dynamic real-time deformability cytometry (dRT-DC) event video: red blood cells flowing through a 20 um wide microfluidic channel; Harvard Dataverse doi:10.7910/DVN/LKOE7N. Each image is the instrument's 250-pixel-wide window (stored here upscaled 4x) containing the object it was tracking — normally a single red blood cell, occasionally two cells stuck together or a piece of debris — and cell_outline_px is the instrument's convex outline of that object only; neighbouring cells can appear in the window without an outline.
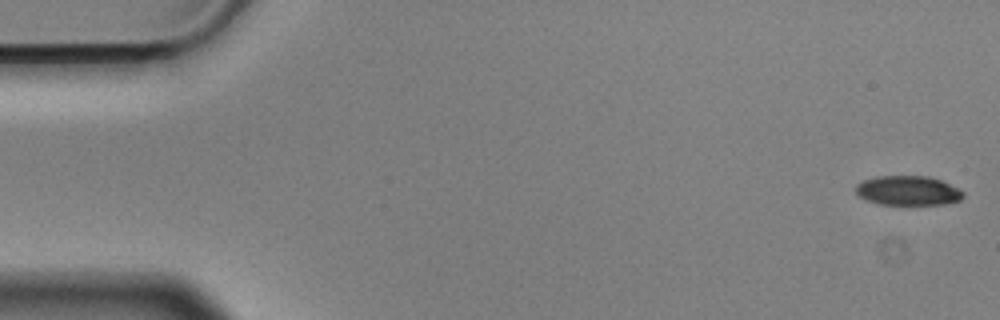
{"species": "Egyptian fruit bat (a non-hibernating species)", "species_latin": "Rousettus aegyptiacus", "temperature_condition": "cold", "stored_images_in_passage": 56, "camera_frame_rate_fps": 3000, "um_per_image_px": 0.085, "animal": {"sex": "male"}, "frame": {"image": 1, "passage_image": 1, "time_ms": 0.0, "image_size_px": [1000, 320], "cell_outline_px": [[964, 196], [960, 200], [944, 204], [880, 204], [864, 200], [856, 196], [856, 184], [864, 180], [876, 176], [928, 176], [940, 180], [960, 188], [964, 192]], "centroid_in_image_um": [77.16, 16.2], "position_along_channel_um": 7.8, "area_um2": 18.61}}
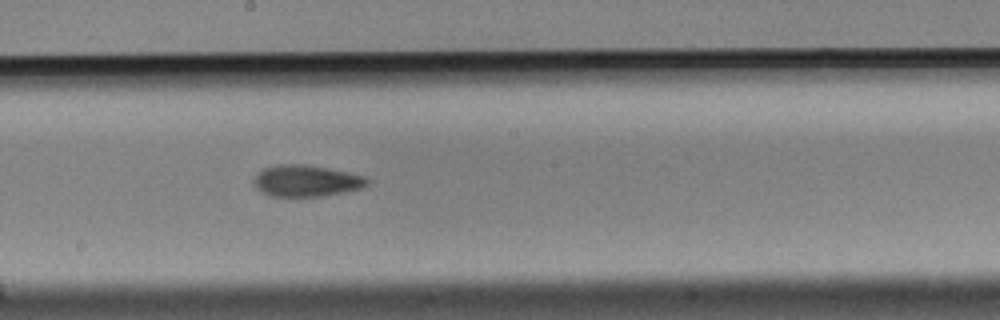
{"frame": {"image": 2, "passage_image": 30, "time_ms": 9.667, "image_size_px": [1000, 320], "cell_outline_px": [[368, 184], [364, 188], [324, 196], [268, 196], [260, 192], [256, 188], [252, 180], [264, 168], [280, 164], [304, 164], [328, 168], [348, 172], [364, 176], [368, 180]], "centroid_in_image_um": [26.03, 15.38], "position_along_channel_um": 222.2, "area_um2": 20.87}}
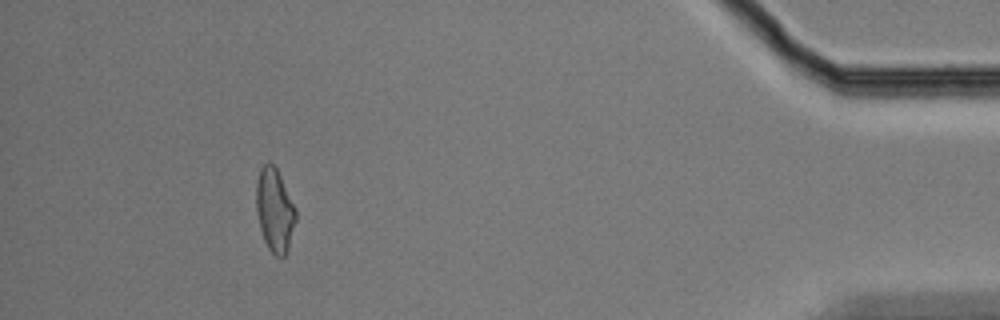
{"frame": {"image": 3, "passage_image": 51, "time_ms": 16.667, "image_size_px": [1000, 320], "cell_outline_px": [[296, 220], [288, 248], [284, 256], [276, 256], [268, 248], [264, 240], [260, 228], [256, 212], [256, 184], [260, 168], [268, 160], [276, 168], [296, 208]], "centroid_in_image_um": [23.34, 17.85], "position_along_channel_um": 411.9, "area_um2": 19.13}, "authors_computed_cell_mechanics": {"area_um2": 19.8254, "velocity_mm_per_s": 3.579, "shape_relaxation_time_tau1_ms": 4.368, "shape_relaxation_time_tau2_ms": 11.3548, "deformation_change_tau1": 0.1252, "deformation_change_tau2": 0.1965}}